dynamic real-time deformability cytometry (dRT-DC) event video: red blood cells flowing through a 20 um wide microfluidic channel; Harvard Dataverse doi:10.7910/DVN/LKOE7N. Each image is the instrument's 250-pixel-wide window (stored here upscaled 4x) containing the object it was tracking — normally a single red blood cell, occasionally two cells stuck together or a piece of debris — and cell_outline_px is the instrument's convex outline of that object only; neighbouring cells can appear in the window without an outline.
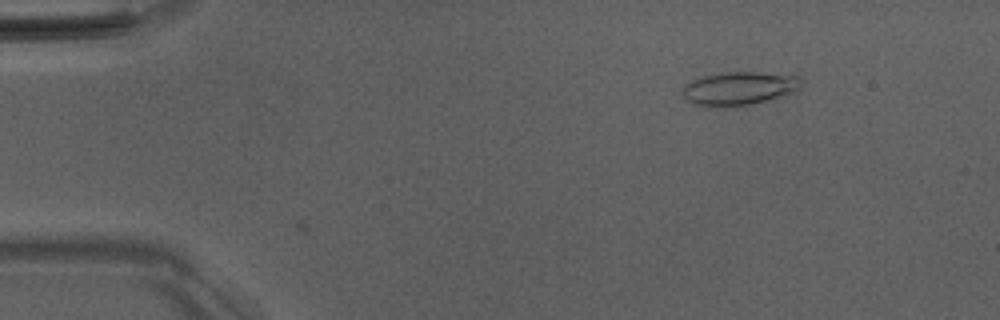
{"species": "Egyptian fruit bat (a non-hibernating species)", "species_latin": "Rousettus aegyptiacus", "temperature_condition": "room temperature", "stored_images_in_passage": 4, "camera_frame_rate_fps": 3000, "um_per_image_px": 0.085, "animal": {"sex": "male"}, "frame": {"image": 1, "passage_image": 3, "time_ms": 0.667, "image_size_px": [1000, 320], "cell_outline_px": [[800, 88], [796, 92], [748, 104], [724, 108], [708, 108], [696, 104], [688, 100], [684, 96], [684, 88], [692, 80], [704, 76], [724, 72], [756, 72], [800, 76]], "centroid_in_image_um": [62.83, 7.52], "position_along_channel_um": 22.2, "area_um2": 22.89}}